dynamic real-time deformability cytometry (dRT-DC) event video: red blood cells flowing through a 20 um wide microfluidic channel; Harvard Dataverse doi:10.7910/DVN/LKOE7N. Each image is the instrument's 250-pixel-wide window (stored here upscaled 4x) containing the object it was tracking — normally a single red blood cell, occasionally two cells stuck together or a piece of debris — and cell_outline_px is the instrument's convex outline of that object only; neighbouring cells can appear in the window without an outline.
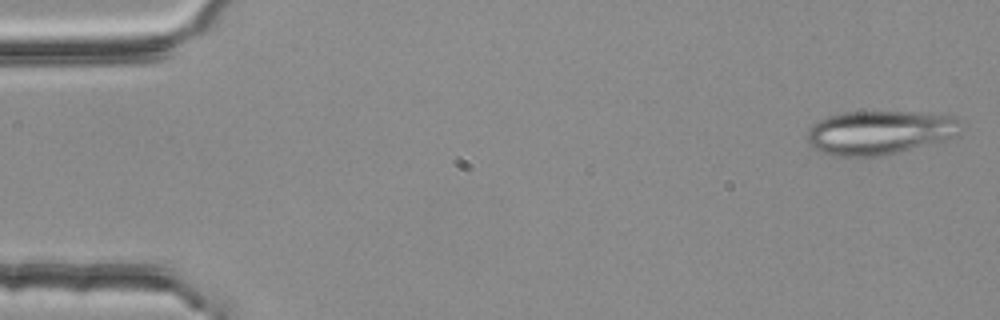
{"species": "common noctule bat (a hibernating species)", "species_latin": "Nyctalus noctula", "temperature_condition": "room temperature", "stored_images_in_passage": 3, "camera_frame_rate_fps": 3000, "um_per_image_px": 0.085, "animal": {"sex": "female", "body_mass_g": 25.1}, "frame": {"image": 1, "passage_image": 1, "time_ms": 0.0, "image_size_px": [1000, 320], "cell_outline_px": [[964, 120], [960, 132], [956, 136], [944, 140], [896, 152], [876, 156], [836, 156], [812, 148], [808, 144], [804, 136], [808, 128], [812, 124], [828, 116], [844, 112], [916, 112], [952, 116]], "centroid_in_image_um": [74.75, 11.25], "position_along_channel_um": 10.2, "area_um2": 39.42}}